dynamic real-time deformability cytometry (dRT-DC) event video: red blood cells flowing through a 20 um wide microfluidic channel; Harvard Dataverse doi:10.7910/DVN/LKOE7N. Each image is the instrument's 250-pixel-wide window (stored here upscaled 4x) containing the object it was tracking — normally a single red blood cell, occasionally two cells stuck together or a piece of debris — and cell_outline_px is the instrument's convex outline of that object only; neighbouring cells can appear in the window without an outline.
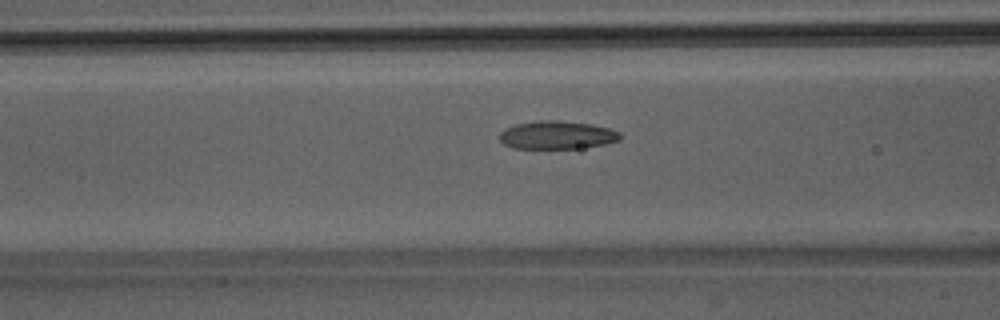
{"species": "Egyptian fruit bat (a non-hibernating species)", "species_latin": "Rousettus aegyptiacus", "temperature_condition": "room temperature", "stored_images_in_passage": 20, "camera_frame_rate_fps": 3000, "um_per_image_px": 0.085, "animal": {"sex": "male"}, "frame": {"image": 1, "passage_image": 12, "time_ms": 3.667, "image_size_px": [1000, 320], "cell_outline_px": [[620, 140], [604, 144], [580, 148], [512, 148], [504, 144], [500, 140], [500, 132], [504, 128], [516, 124], [540, 120], [556, 120], [592, 124], [612, 128], [620, 132]], "centroid_in_image_um": [47.35, 11.47], "position_along_channel_um": 119.2, "area_um2": 19.83}}